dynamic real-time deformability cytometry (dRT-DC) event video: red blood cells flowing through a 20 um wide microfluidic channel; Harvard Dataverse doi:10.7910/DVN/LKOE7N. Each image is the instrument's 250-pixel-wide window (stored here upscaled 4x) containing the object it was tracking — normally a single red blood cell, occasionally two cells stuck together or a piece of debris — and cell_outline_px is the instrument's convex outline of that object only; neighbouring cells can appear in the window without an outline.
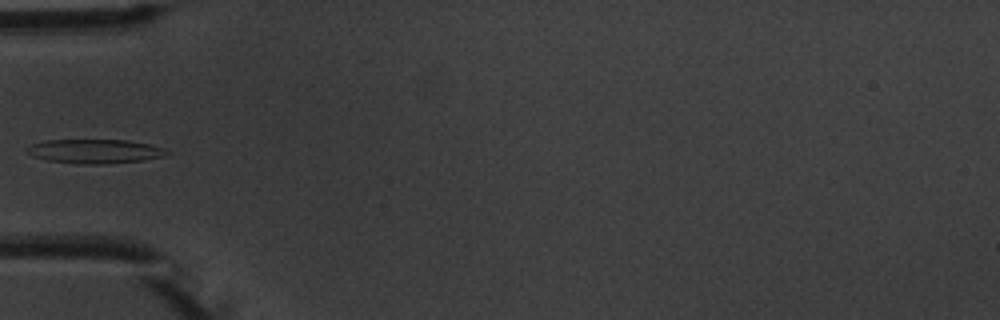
{"species": "common noctule bat (a hibernating species)", "species_latin": "Nyctalus noctula", "temperature_condition": "warm", "stored_images_in_passage": 4, "camera_frame_rate_fps": 3000, "um_per_image_px": 0.085, "animal": {"sex": "male", "body_mass_g": 20.1, "forearm_length_mm": 53.5}, "frame": {"image": 1, "passage_image": 3, "time_ms": 2.333, "image_size_px": [1000, 320], "cell_outline_px": [[172, 152], [164, 156], [144, 160], [100, 164], [76, 164], [48, 160], [32, 156], [24, 152], [24, 148], [32, 144], [44, 140], [124, 140], [148, 144], [164, 148]], "centroid_in_image_um": [8.02, 12.86], "position_along_channel_um": 77.0, "area_um2": 19.77}}